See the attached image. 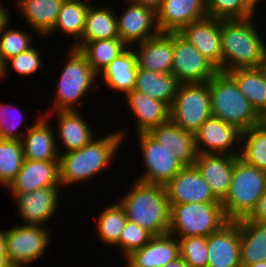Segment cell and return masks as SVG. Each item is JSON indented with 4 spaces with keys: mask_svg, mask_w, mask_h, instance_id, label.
Listing matches in <instances>:
<instances>
[{
    "mask_svg": "<svg viewBox=\"0 0 266 267\" xmlns=\"http://www.w3.org/2000/svg\"><path fill=\"white\" fill-rule=\"evenodd\" d=\"M128 131L130 132L121 128L101 137L97 134V137L84 147L60 154L59 170L63 190L75 184L88 183L89 180L106 172L107 168L112 169L114 160L116 161L118 153L122 150L121 146L128 138Z\"/></svg>",
    "mask_w": 266,
    "mask_h": 267,
    "instance_id": "obj_1",
    "label": "cell"
},
{
    "mask_svg": "<svg viewBox=\"0 0 266 267\" xmlns=\"http://www.w3.org/2000/svg\"><path fill=\"white\" fill-rule=\"evenodd\" d=\"M133 182V183H132ZM130 181L128 189L117 202L127 219L138 224L152 236L169 233L170 204L164 185Z\"/></svg>",
    "mask_w": 266,
    "mask_h": 267,
    "instance_id": "obj_2",
    "label": "cell"
},
{
    "mask_svg": "<svg viewBox=\"0 0 266 267\" xmlns=\"http://www.w3.org/2000/svg\"><path fill=\"white\" fill-rule=\"evenodd\" d=\"M254 20V17L221 19L223 73L238 68H257L262 64L266 38Z\"/></svg>",
    "mask_w": 266,
    "mask_h": 267,
    "instance_id": "obj_3",
    "label": "cell"
},
{
    "mask_svg": "<svg viewBox=\"0 0 266 267\" xmlns=\"http://www.w3.org/2000/svg\"><path fill=\"white\" fill-rule=\"evenodd\" d=\"M69 49V50H68ZM64 63L60 64L61 72L58 73V79L53 98L50 102V107L47 111H69V110H84L82 107L83 100L89 98L90 92H95L98 89V75L93 71L86 57L74 47H67ZM67 55V56H66ZM90 95H87V94ZM87 95V96H86ZM84 97V98H83Z\"/></svg>",
    "mask_w": 266,
    "mask_h": 267,
    "instance_id": "obj_4",
    "label": "cell"
},
{
    "mask_svg": "<svg viewBox=\"0 0 266 267\" xmlns=\"http://www.w3.org/2000/svg\"><path fill=\"white\" fill-rule=\"evenodd\" d=\"M212 117L237 127L241 132L263 122L236 82L227 74L218 72L209 80Z\"/></svg>",
    "mask_w": 266,
    "mask_h": 267,
    "instance_id": "obj_5",
    "label": "cell"
},
{
    "mask_svg": "<svg viewBox=\"0 0 266 267\" xmlns=\"http://www.w3.org/2000/svg\"><path fill=\"white\" fill-rule=\"evenodd\" d=\"M265 192L266 171L237 157L228 194L221 202L226 218L229 221L246 218Z\"/></svg>",
    "mask_w": 266,
    "mask_h": 267,
    "instance_id": "obj_6",
    "label": "cell"
},
{
    "mask_svg": "<svg viewBox=\"0 0 266 267\" xmlns=\"http://www.w3.org/2000/svg\"><path fill=\"white\" fill-rule=\"evenodd\" d=\"M228 222L221 202L170 205L169 233L176 238L208 237Z\"/></svg>",
    "mask_w": 266,
    "mask_h": 267,
    "instance_id": "obj_7",
    "label": "cell"
},
{
    "mask_svg": "<svg viewBox=\"0 0 266 267\" xmlns=\"http://www.w3.org/2000/svg\"><path fill=\"white\" fill-rule=\"evenodd\" d=\"M49 225L17 224L5 229L6 251L14 267H29L43 257L54 235ZM48 248V249H47Z\"/></svg>",
    "mask_w": 266,
    "mask_h": 267,
    "instance_id": "obj_8",
    "label": "cell"
},
{
    "mask_svg": "<svg viewBox=\"0 0 266 267\" xmlns=\"http://www.w3.org/2000/svg\"><path fill=\"white\" fill-rule=\"evenodd\" d=\"M210 101L209 81L181 83L170 106V119L181 129L194 134L212 117Z\"/></svg>",
    "mask_w": 266,
    "mask_h": 267,
    "instance_id": "obj_9",
    "label": "cell"
},
{
    "mask_svg": "<svg viewBox=\"0 0 266 267\" xmlns=\"http://www.w3.org/2000/svg\"><path fill=\"white\" fill-rule=\"evenodd\" d=\"M139 147L143 173L133 178L151 184L166 185L184 165L175 158L173 152L163 147L148 132L134 134Z\"/></svg>",
    "mask_w": 266,
    "mask_h": 267,
    "instance_id": "obj_10",
    "label": "cell"
},
{
    "mask_svg": "<svg viewBox=\"0 0 266 267\" xmlns=\"http://www.w3.org/2000/svg\"><path fill=\"white\" fill-rule=\"evenodd\" d=\"M219 72L198 49L179 32H173V65L171 73L180 83L208 82Z\"/></svg>",
    "mask_w": 266,
    "mask_h": 267,
    "instance_id": "obj_11",
    "label": "cell"
},
{
    "mask_svg": "<svg viewBox=\"0 0 266 267\" xmlns=\"http://www.w3.org/2000/svg\"><path fill=\"white\" fill-rule=\"evenodd\" d=\"M62 186L42 187L28 193L10 194L16 203L20 224L46 227L52 218L56 219L60 199L64 195Z\"/></svg>",
    "mask_w": 266,
    "mask_h": 267,
    "instance_id": "obj_12",
    "label": "cell"
},
{
    "mask_svg": "<svg viewBox=\"0 0 266 267\" xmlns=\"http://www.w3.org/2000/svg\"><path fill=\"white\" fill-rule=\"evenodd\" d=\"M81 112L82 110H45L42 112L48 119H52L50 120L51 122L55 119V122H52L55 124L52 125L56 131L55 136L59 154L78 150L97 137L95 133L98 134L99 132L90 126L91 118H88L89 120H87L84 116L85 114Z\"/></svg>",
    "mask_w": 266,
    "mask_h": 267,
    "instance_id": "obj_13",
    "label": "cell"
},
{
    "mask_svg": "<svg viewBox=\"0 0 266 267\" xmlns=\"http://www.w3.org/2000/svg\"><path fill=\"white\" fill-rule=\"evenodd\" d=\"M123 1L124 10L116 11L117 31L119 38L128 47L147 41L160 33L155 10L147 6Z\"/></svg>",
    "mask_w": 266,
    "mask_h": 267,
    "instance_id": "obj_14",
    "label": "cell"
},
{
    "mask_svg": "<svg viewBox=\"0 0 266 267\" xmlns=\"http://www.w3.org/2000/svg\"><path fill=\"white\" fill-rule=\"evenodd\" d=\"M194 135L198 154L239 155L241 131L219 118H208Z\"/></svg>",
    "mask_w": 266,
    "mask_h": 267,
    "instance_id": "obj_15",
    "label": "cell"
},
{
    "mask_svg": "<svg viewBox=\"0 0 266 267\" xmlns=\"http://www.w3.org/2000/svg\"><path fill=\"white\" fill-rule=\"evenodd\" d=\"M169 204L220 202L198 169L184 166L166 185Z\"/></svg>",
    "mask_w": 266,
    "mask_h": 267,
    "instance_id": "obj_16",
    "label": "cell"
},
{
    "mask_svg": "<svg viewBox=\"0 0 266 267\" xmlns=\"http://www.w3.org/2000/svg\"><path fill=\"white\" fill-rule=\"evenodd\" d=\"M62 186L59 160L24 159L20 171L5 188L10 194L28 193L42 187Z\"/></svg>",
    "mask_w": 266,
    "mask_h": 267,
    "instance_id": "obj_17",
    "label": "cell"
},
{
    "mask_svg": "<svg viewBox=\"0 0 266 267\" xmlns=\"http://www.w3.org/2000/svg\"><path fill=\"white\" fill-rule=\"evenodd\" d=\"M31 127L22 137L24 159L51 161L59 160L55 130L50 121L39 109Z\"/></svg>",
    "mask_w": 266,
    "mask_h": 267,
    "instance_id": "obj_18",
    "label": "cell"
},
{
    "mask_svg": "<svg viewBox=\"0 0 266 267\" xmlns=\"http://www.w3.org/2000/svg\"><path fill=\"white\" fill-rule=\"evenodd\" d=\"M123 104L128 108L134 120L135 134L149 132L152 128L170 119V107L160 100L136 91L128 92L123 98Z\"/></svg>",
    "mask_w": 266,
    "mask_h": 267,
    "instance_id": "obj_19",
    "label": "cell"
},
{
    "mask_svg": "<svg viewBox=\"0 0 266 267\" xmlns=\"http://www.w3.org/2000/svg\"><path fill=\"white\" fill-rule=\"evenodd\" d=\"M179 33L222 72L221 19L206 17L183 27Z\"/></svg>",
    "mask_w": 266,
    "mask_h": 267,
    "instance_id": "obj_20",
    "label": "cell"
},
{
    "mask_svg": "<svg viewBox=\"0 0 266 267\" xmlns=\"http://www.w3.org/2000/svg\"><path fill=\"white\" fill-rule=\"evenodd\" d=\"M208 267H241L240 227L229 221L207 237Z\"/></svg>",
    "mask_w": 266,
    "mask_h": 267,
    "instance_id": "obj_21",
    "label": "cell"
},
{
    "mask_svg": "<svg viewBox=\"0 0 266 267\" xmlns=\"http://www.w3.org/2000/svg\"><path fill=\"white\" fill-rule=\"evenodd\" d=\"M237 157L229 154H198L193 164L220 202L228 194Z\"/></svg>",
    "mask_w": 266,
    "mask_h": 267,
    "instance_id": "obj_22",
    "label": "cell"
},
{
    "mask_svg": "<svg viewBox=\"0 0 266 267\" xmlns=\"http://www.w3.org/2000/svg\"><path fill=\"white\" fill-rule=\"evenodd\" d=\"M156 14L160 32H179L190 23L208 17L205 0H163Z\"/></svg>",
    "mask_w": 266,
    "mask_h": 267,
    "instance_id": "obj_23",
    "label": "cell"
},
{
    "mask_svg": "<svg viewBox=\"0 0 266 267\" xmlns=\"http://www.w3.org/2000/svg\"><path fill=\"white\" fill-rule=\"evenodd\" d=\"M180 257V245L170 233L152 236L141 249L123 259L128 267H163Z\"/></svg>",
    "mask_w": 266,
    "mask_h": 267,
    "instance_id": "obj_24",
    "label": "cell"
},
{
    "mask_svg": "<svg viewBox=\"0 0 266 267\" xmlns=\"http://www.w3.org/2000/svg\"><path fill=\"white\" fill-rule=\"evenodd\" d=\"M138 69L157 73H171L173 65V32H160L158 35L132 46Z\"/></svg>",
    "mask_w": 266,
    "mask_h": 267,
    "instance_id": "obj_25",
    "label": "cell"
},
{
    "mask_svg": "<svg viewBox=\"0 0 266 267\" xmlns=\"http://www.w3.org/2000/svg\"><path fill=\"white\" fill-rule=\"evenodd\" d=\"M137 72L136 54L132 47H127L98 76L99 87L103 85L108 92L121 93L120 97L123 98L134 90Z\"/></svg>",
    "mask_w": 266,
    "mask_h": 267,
    "instance_id": "obj_26",
    "label": "cell"
},
{
    "mask_svg": "<svg viewBox=\"0 0 266 267\" xmlns=\"http://www.w3.org/2000/svg\"><path fill=\"white\" fill-rule=\"evenodd\" d=\"M163 147L171 150L184 166H192L197 158L195 135L178 127L171 119L148 132Z\"/></svg>",
    "mask_w": 266,
    "mask_h": 267,
    "instance_id": "obj_27",
    "label": "cell"
},
{
    "mask_svg": "<svg viewBox=\"0 0 266 267\" xmlns=\"http://www.w3.org/2000/svg\"><path fill=\"white\" fill-rule=\"evenodd\" d=\"M65 0H14L13 7L23 17L21 27H29L44 37L55 25ZM27 23V24H26Z\"/></svg>",
    "mask_w": 266,
    "mask_h": 267,
    "instance_id": "obj_28",
    "label": "cell"
},
{
    "mask_svg": "<svg viewBox=\"0 0 266 267\" xmlns=\"http://www.w3.org/2000/svg\"><path fill=\"white\" fill-rule=\"evenodd\" d=\"M115 7L109 3L91 4L88 8L81 40L74 46L79 49L84 43L102 39L119 38Z\"/></svg>",
    "mask_w": 266,
    "mask_h": 267,
    "instance_id": "obj_29",
    "label": "cell"
},
{
    "mask_svg": "<svg viewBox=\"0 0 266 267\" xmlns=\"http://www.w3.org/2000/svg\"><path fill=\"white\" fill-rule=\"evenodd\" d=\"M92 2L93 0H65L54 27L43 38H49L53 36L52 34L60 32L63 34L62 37L75 40L69 46L76 45L82 38L86 14Z\"/></svg>",
    "mask_w": 266,
    "mask_h": 267,
    "instance_id": "obj_30",
    "label": "cell"
},
{
    "mask_svg": "<svg viewBox=\"0 0 266 267\" xmlns=\"http://www.w3.org/2000/svg\"><path fill=\"white\" fill-rule=\"evenodd\" d=\"M241 267L266 261V223L239 219Z\"/></svg>",
    "mask_w": 266,
    "mask_h": 267,
    "instance_id": "obj_31",
    "label": "cell"
},
{
    "mask_svg": "<svg viewBox=\"0 0 266 267\" xmlns=\"http://www.w3.org/2000/svg\"><path fill=\"white\" fill-rule=\"evenodd\" d=\"M238 85L255 111L266 117V77L261 67L238 68L226 72Z\"/></svg>",
    "mask_w": 266,
    "mask_h": 267,
    "instance_id": "obj_32",
    "label": "cell"
},
{
    "mask_svg": "<svg viewBox=\"0 0 266 267\" xmlns=\"http://www.w3.org/2000/svg\"><path fill=\"white\" fill-rule=\"evenodd\" d=\"M102 209L92 231L98 235L96 238L100 239L101 245L119 249V237L128 220L125 211L117 200L107 203Z\"/></svg>",
    "mask_w": 266,
    "mask_h": 267,
    "instance_id": "obj_33",
    "label": "cell"
},
{
    "mask_svg": "<svg viewBox=\"0 0 266 267\" xmlns=\"http://www.w3.org/2000/svg\"><path fill=\"white\" fill-rule=\"evenodd\" d=\"M181 83L172 74L157 73L145 69H138L135 90L172 105Z\"/></svg>",
    "mask_w": 266,
    "mask_h": 267,
    "instance_id": "obj_34",
    "label": "cell"
},
{
    "mask_svg": "<svg viewBox=\"0 0 266 267\" xmlns=\"http://www.w3.org/2000/svg\"><path fill=\"white\" fill-rule=\"evenodd\" d=\"M127 47L120 38H111L86 42L79 48V51L99 76Z\"/></svg>",
    "mask_w": 266,
    "mask_h": 267,
    "instance_id": "obj_35",
    "label": "cell"
},
{
    "mask_svg": "<svg viewBox=\"0 0 266 267\" xmlns=\"http://www.w3.org/2000/svg\"><path fill=\"white\" fill-rule=\"evenodd\" d=\"M238 157L245 163L266 171V123L241 132Z\"/></svg>",
    "mask_w": 266,
    "mask_h": 267,
    "instance_id": "obj_36",
    "label": "cell"
},
{
    "mask_svg": "<svg viewBox=\"0 0 266 267\" xmlns=\"http://www.w3.org/2000/svg\"><path fill=\"white\" fill-rule=\"evenodd\" d=\"M44 55H42L41 49L34 45L29 50L22 52L16 56L11 57L3 63V75L7 79L8 76L14 75L28 77L31 79L33 75H37L41 72L44 63ZM13 72V74H11ZM23 76V77H22Z\"/></svg>",
    "mask_w": 266,
    "mask_h": 267,
    "instance_id": "obj_37",
    "label": "cell"
},
{
    "mask_svg": "<svg viewBox=\"0 0 266 267\" xmlns=\"http://www.w3.org/2000/svg\"><path fill=\"white\" fill-rule=\"evenodd\" d=\"M24 161L21 141L0 139V186L6 188L20 171Z\"/></svg>",
    "mask_w": 266,
    "mask_h": 267,
    "instance_id": "obj_38",
    "label": "cell"
},
{
    "mask_svg": "<svg viewBox=\"0 0 266 267\" xmlns=\"http://www.w3.org/2000/svg\"><path fill=\"white\" fill-rule=\"evenodd\" d=\"M32 32V33H31ZM34 34L36 35H33ZM37 32L33 29L28 28L21 29L18 27H11L10 25L0 35V58L4 63L6 60L13 56H16L22 52L29 50L34 46ZM33 42V43H32Z\"/></svg>",
    "mask_w": 266,
    "mask_h": 267,
    "instance_id": "obj_39",
    "label": "cell"
},
{
    "mask_svg": "<svg viewBox=\"0 0 266 267\" xmlns=\"http://www.w3.org/2000/svg\"><path fill=\"white\" fill-rule=\"evenodd\" d=\"M208 17L245 19L256 17L257 8L249 0H205Z\"/></svg>",
    "mask_w": 266,
    "mask_h": 267,
    "instance_id": "obj_40",
    "label": "cell"
},
{
    "mask_svg": "<svg viewBox=\"0 0 266 267\" xmlns=\"http://www.w3.org/2000/svg\"><path fill=\"white\" fill-rule=\"evenodd\" d=\"M14 113H13V112ZM25 115L17 105L0 102V139L21 141L25 132L31 127L27 125L26 129ZM21 127V128H20ZM25 130V131H24Z\"/></svg>",
    "mask_w": 266,
    "mask_h": 267,
    "instance_id": "obj_41",
    "label": "cell"
},
{
    "mask_svg": "<svg viewBox=\"0 0 266 267\" xmlns=\"http://www.w3.org/2000/svg\"><path fill=\"white\" fill-rule=\"evenodd\" d=\"M177 239L180 256L190 267H208L207 237L189 236Z\"/></svg>",
    "mask_w": 266,
    "mask_h": 267,
    "instance_id": "obj_42",
    "label": "cell"
},
{
    "mask_svg": "<svg viewBox=\"0 0 266 267\" xmlns=\"http://www.w3.org/2000/svg\"><path fill=\"white\" fill-rule=\"evenodd\" d=\"M152 235L138 224L127 220L124 230L119 237V250L122 259L131 252L141 249L145 246Z\"/></svg>",
    "mask_w": 266,
    "mask_h": 267,
    "instance_id": "obj_43",
    "label": "cell"
},
{
    "mask_svg": "<svg viewBox=\"0 0 266 267\" xmlns=\"http://www.w3.org/2000/svg\"><path fill=\"white\" fill-rule=\"evenodd\" d=\"M244 220L257 223H266V192L257 201L255 208Z\"/></svg>",
    "mask_w": 266,
    "mask_h": 267,
    "instance_id": "obj_44",
    "label": "cell"
},
{
    "mask_svg": "<svg viewBox=\"0 0 266 267\" xmlns=\"http://www.w3.org/2000/svg\"><path fill=\"white\" fill-rule=\"evenodd\" d=\"M4 2L0 1V35L4 32V30L9 26L12 25L13 22L12 18L14 16L13 12L7 7H5ZM10 10V11H9ZM13 15H12V14Z\"/></svg>",
    "mask_w": 266,
    "mask_h": 267,
    "instance_id": "obj_45",
    "label": "cell"
},
{
    "mask_svg": "<svg viewBox=\"0 0 266 267\" xmlns=\"http://www.w3.org/2000/svg\"><path fill=\"white\" fill-rule=\"evenodd\" d=\"M125 1L150 7L155 11H157L161 7V4L163 2V0H125Z\"/></svg>",
    "mask_w": 266,
    "mask_h": 267,
    "instance_id": "obj_46",
    "label": "cell"
},
{
    "mask_svg": "<svg viewBox=\"0 0 266 267\" xmlns=\"http://www.w3.org/2000/svg\"><path fill=\"white\" fill-rule=\"evenodd\" d=\"M163 267H190L186 261L180 256L172 262H169Z\"/></svg>",
    "mask_w": 266,
    "mask_h": 267,
    "instance_id": "obj_47",
    "label": "cell"
},
{
    "mask_svg": "<svg viewBox=\"0 0 266 267\" xmlns=\"http://www.w3.org/2000/svg\"><path fill=\"white\" fill-rule=\"evenodd\" d=\"M0 255H7L5 230H0Z\"/></svg>",
    "mask_w": 266,
    "mask_h": 267,
    "instance_id": "obj_48",
    "label": "cell"
},
{
    "mask_svg": "<svg viewBox=\"0 0 266 267\" xmlns=\"http://www.w3.org/2000/svg\"><path fill=\"white\" fill-rule=\"evenodd\" d=\"M0 267H12L7 255H0Z\"/></svg>",
    "mask_w": 266,
    "mask_h": 267,
    "instance_id": "obj_49",
    "label": "cell"
},
{
    "mask_svg": "<svg viewBox=\"0 0 266 267\" xmlns=\"http://www.w3.org/2000/svg\"><path fill=\"white\" fill-rule=\"evenodd\" d=\"M260 67H261V69L264 72L265 77H266V51H265L264 58H263V61H262V64L260 65Z\"/></svg>",
    "mask_w": 266,
    "mask_h": 267,
    "instance_id": "obj_50",
    "label": "cell"
},
{
    "mask_svg": "<svg viewBox=\"0 0 266 267\" xmlns=\"http://www.w3.org/2000/svg\"><path fill=\"white\" fill-rule=\"evenodd\" d=\"M246 267H266V261L257 262Z\"/></svg>",
    "mask_w": 266,
    "mask_h": 267,
    "instance_id": "obj_51",
    "label": "cell"
},
{
    "mask_svg": "<svg viewBox=\"0 0 266 267\" xmlns=\"http://www.w3.org/2000/svg\"><path fill=\"white\" fill-rule=\"evenodd\" d=\"M249 1L258 9L259 4H263L262 1L264 0H249Z\"/></svg>",
    "mask_w": 266,
    "mask_h": 267,
    "instance_id": "obj_52",
    "label": "cell"
},
{
    "mask_svg": "<svg viewBox=\"0 0 266 267\" xmlns=\"http://www.w3.org/2000/svg\"><path fill=\"white\" fill-rule=\"evenodd\" d=\"M2 75H3V62L0 58V80H2Z\"/></svg>",
    "mask_w": 266,
    "mask_h": 267,
    "instance_id": "obj_53",
    "label": "cell"
}]
</instances>
